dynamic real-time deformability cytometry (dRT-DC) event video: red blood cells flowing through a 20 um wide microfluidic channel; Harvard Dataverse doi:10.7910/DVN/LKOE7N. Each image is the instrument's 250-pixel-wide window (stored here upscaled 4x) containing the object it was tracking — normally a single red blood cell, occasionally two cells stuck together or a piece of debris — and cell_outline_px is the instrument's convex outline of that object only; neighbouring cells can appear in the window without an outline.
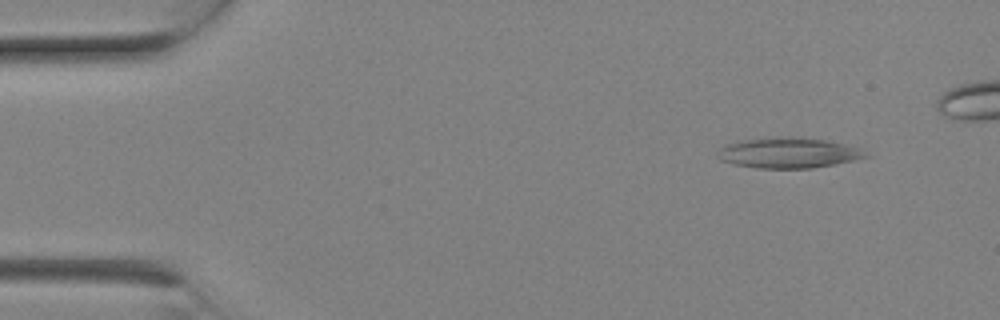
{"species": "Egyptian fruit bat (a non-hibernating species)", "species_latin": "Rousettus aegyptiacus", "temperature_condition": "room temperature", "stored_images_in_passage": 7, "camera_frame_rate_fps": 3000, "um_per_image_px": 0.085, "animal": {"sex": "female"}, "frame": {"image": 1, "passage_image": 2, "time_ms": 0.333, "image_size_px": [1000, 320], "cell_outline_px": [[872, 156], [836, 164], [812, 168], [756, 168], [732, 164], [720, 160], [716, 156], [720, 148], [724, 144], [740, 140], [764, 136], [800, 136], [848, 144], [860, 148]], "centroid_in_image_um": [67.0, 12.97], "position_along_channel_um": 18.0, "area_um2": 27.05}}
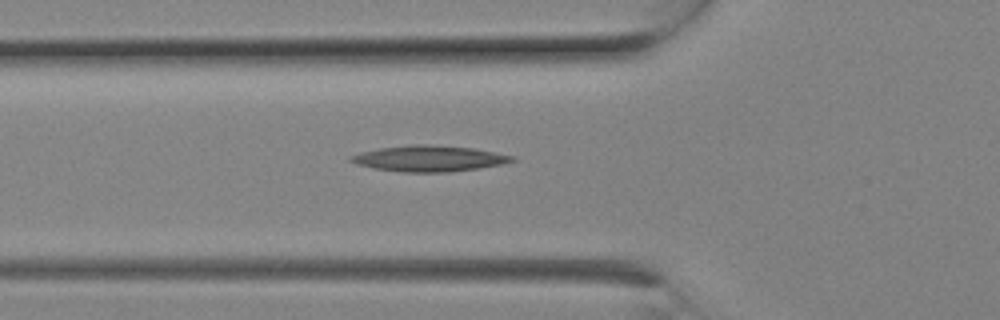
{"frame": {"image": 2, "passage_image": 7, "time_ms": 2.0, "image_size_px": [1000, 320], "cell_outline_px": [[516, 160], [500, 164], [480, 168], [448, 172], [400, 172], [372, 168], [356, 164], [348, 160], [348, 156], [360, 152], [380, 148], [412, 144], [424, 144], [472, 148], [516, 156]], "centroid_in_image_um": [36.43, 13.48], "position_along_channel_um": 89.4, "area_um2": 24.39}}